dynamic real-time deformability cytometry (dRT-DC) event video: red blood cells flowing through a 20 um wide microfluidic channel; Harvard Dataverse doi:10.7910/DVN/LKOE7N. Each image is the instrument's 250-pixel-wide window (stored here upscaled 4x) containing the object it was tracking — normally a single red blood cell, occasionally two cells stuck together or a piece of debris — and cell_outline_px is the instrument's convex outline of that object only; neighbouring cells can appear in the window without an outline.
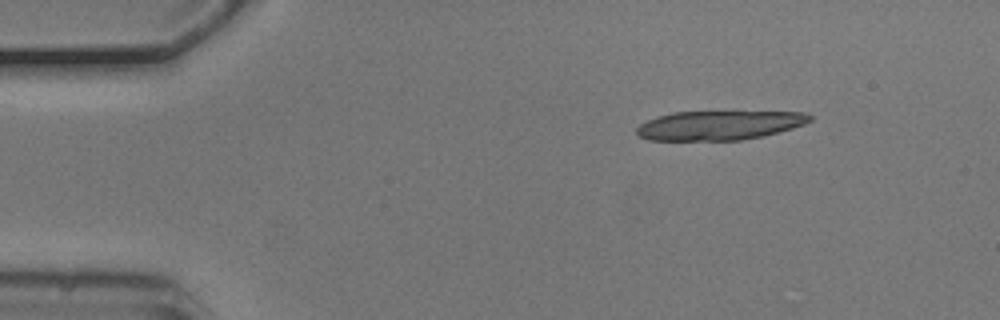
{"species": "common noctule bat (a hibernating species)", "species_latin": "Nyctalus noctula", "temperature_condition": "cold", "stored_images_in_passage": 48, "segment_of_instrument_passage": [1, 2], "camera_frame_rate_fps": 3000, "um_per_image_px": 0.085, "animal": {"sex": "male", "body_mass_g": 20.5, "forearm_length_mm": 52.5}, "frame": {"image": 1, "passage_image": 1, "time_ms": 0.0, "image_size_px": [1000, 320], "cell_outline_px": [[812, 120], [804, 124], [792, 128], [764, 136], [740, 140], [648, 140], [640, 136], [636, 132], [636, 128], [640, 124], [648, 120], [672, 112], [808, 112], [812, 116]], "centroid_in_image_um": [61.16, 10.65], "position_along_channel_um": 23.8, "area_um2": 29.36}}